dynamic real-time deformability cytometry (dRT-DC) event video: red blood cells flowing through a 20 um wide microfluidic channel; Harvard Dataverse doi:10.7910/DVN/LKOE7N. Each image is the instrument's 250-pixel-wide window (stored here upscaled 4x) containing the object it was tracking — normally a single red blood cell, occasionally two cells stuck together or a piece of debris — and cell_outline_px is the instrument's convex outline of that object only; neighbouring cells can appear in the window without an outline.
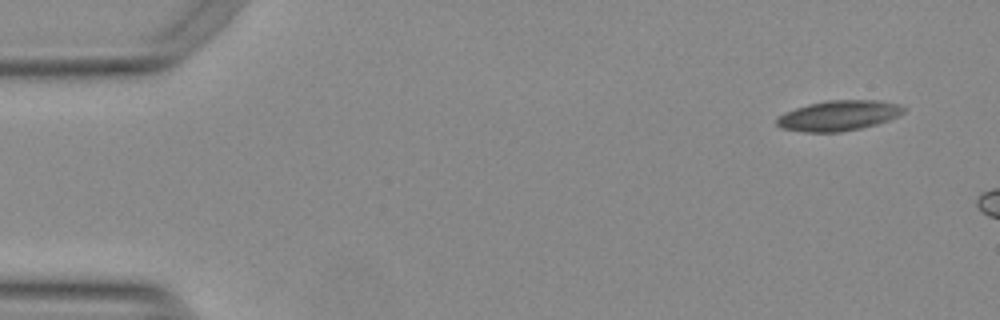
{"species": "Egyptian fruit bat (a non-hibernating species)", "species_latin": "Rousettus aegyptiacus", "temperature_condition": "warm", "stored_images_in_passage": 12, "segment_of_instrument_passage": [2, 2], "camera_frame_rate_fps": 3000, "um_per_image_px": 0.085, "animal": {"sex": "female"}, "frame": {"image": 1, "passage_image": 12, "time_ms": 3.667, "image_size_px": [1000, 320], "cell_outline_px": [[904, 112], [888, 120], [876, 124], [860, 128], [840, 132], [804, 132], [780, 128], [776, 124], [776, 120], [784, 112], [808, 104], [828, 100], [880, 100], [900, 104], [904, 108]], "centroid_in_image_um": [71.26, 9.82], "position_along_channel_um": 13.7, "area_um2": 22.31}}